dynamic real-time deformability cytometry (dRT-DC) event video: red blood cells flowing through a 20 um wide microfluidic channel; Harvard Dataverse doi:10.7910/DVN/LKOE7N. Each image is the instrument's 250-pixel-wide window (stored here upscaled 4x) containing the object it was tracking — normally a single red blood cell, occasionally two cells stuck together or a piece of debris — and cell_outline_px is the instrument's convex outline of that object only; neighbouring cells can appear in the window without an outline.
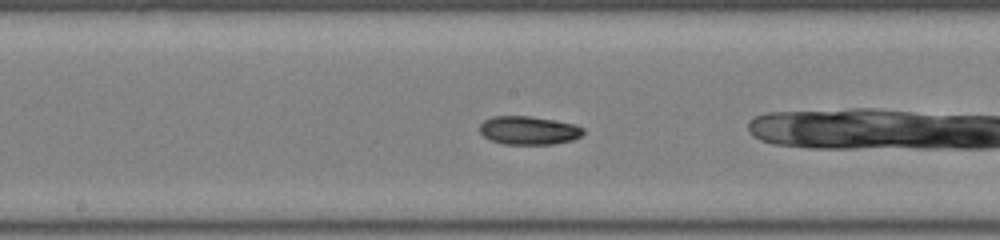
{"species": "common noctule bat (a hibernating species)", "species_latin": "Nyctalus noctula", "temperature_condition": "room temperature", "stored_images_in_passage": 45, "camera_frame_rate_fps": 3000, "um_per_image_px": 0.085, "animal": {"sex": "male", "body_mass_g": 19.0, "forearm_length_mm": 50.8}, "frame": {"image": 1, "passage_image": 20, "time_ms": 6.333, "image_size_px": [1000, 240], "cell_outline_px": [[584, 132], [580, 136], [572, 140], [556, 144], [504, 144], [492, 140], [484, 136], [480, 132], [480, 124], [484, 120], [492, 116], [528, 116], [552, 120], [572, 124], [584, 128]], "centroid_in_image_um": [44.92, 11.09], "position_along_channel_um": 203.3, "area_um2": 16.99}}
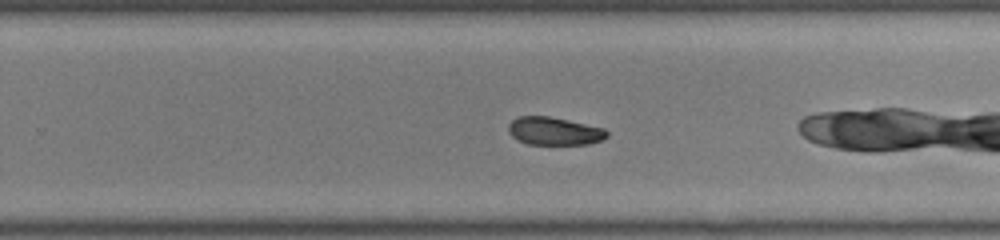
{"frame": {"image": 2, "passage_image": 26, "time_ms": 8.333, "image_size_px": [1000, 240], "cell_outline_px": [[608, 136], [604, 140], [588, 144], [528, 144], [512, 136], [508, 132], [508, 124], [516, 116], [548, 116], [568, 120], [604, 128], [608, 132]], "centroid_in_image_um": [47.12, 11.14], "position_along_channel_um": 282.7, "area_um2": 16.07}, "authors_computed_cell_mechanics": {"area_um2": 17.3978, "velocity_mm_per_s": 3.9817, "shape_relaxation_time_tau1_ms": null, "shape_relaxation_time_tau2_ms": 5.9489, "deformation_change_tau1": null, "deformation_change_tau2": 0.1035}}